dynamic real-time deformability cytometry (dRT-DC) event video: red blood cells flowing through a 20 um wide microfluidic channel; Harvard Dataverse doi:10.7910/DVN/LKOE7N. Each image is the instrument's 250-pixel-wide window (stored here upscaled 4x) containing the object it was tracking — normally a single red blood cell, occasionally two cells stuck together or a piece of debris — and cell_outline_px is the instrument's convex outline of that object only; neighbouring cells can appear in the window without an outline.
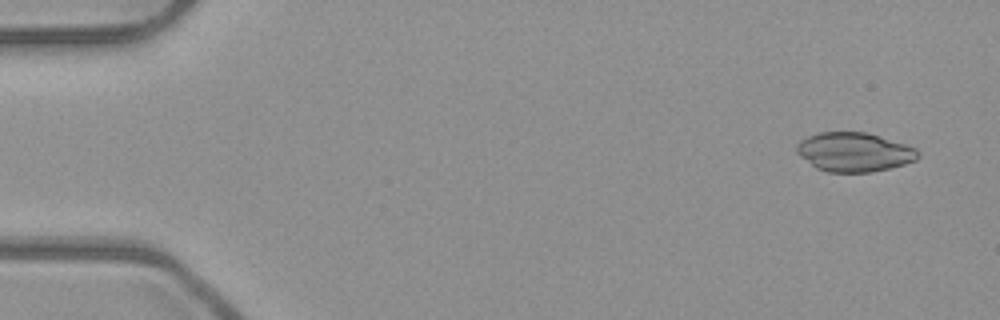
{"species": "common noctule bat (a hibernating species)", "species_latin": "Nyctalus noctula", "temperature_condition": "room temperature", "stored_images_in_passage": 4, "camera_frame_rate_fps": 3000, "um_per_image_px": 0.085, "animal": {"sex": "male", "body_mass_g": 23.1, "forearm_length_mm": 52.7}, "frame": {"image": 1, "passage_image": 1, "time_ms": 0.0, "image_size_px": [1000, 320], "cell_outline_px": [[920, 156], [916, 160], [904, 164], [872, 172], [828, 172], [816, 168], [800, 156], [796, 152], [796, 144], [800, 140], [808, 136], [820, 132], [868, 132], [916, 148], [920, 152]], "centroid_in_image_um": [72.6, 12.92], "position_along_channel_um": 12.4, "area_um2": 27.69}}